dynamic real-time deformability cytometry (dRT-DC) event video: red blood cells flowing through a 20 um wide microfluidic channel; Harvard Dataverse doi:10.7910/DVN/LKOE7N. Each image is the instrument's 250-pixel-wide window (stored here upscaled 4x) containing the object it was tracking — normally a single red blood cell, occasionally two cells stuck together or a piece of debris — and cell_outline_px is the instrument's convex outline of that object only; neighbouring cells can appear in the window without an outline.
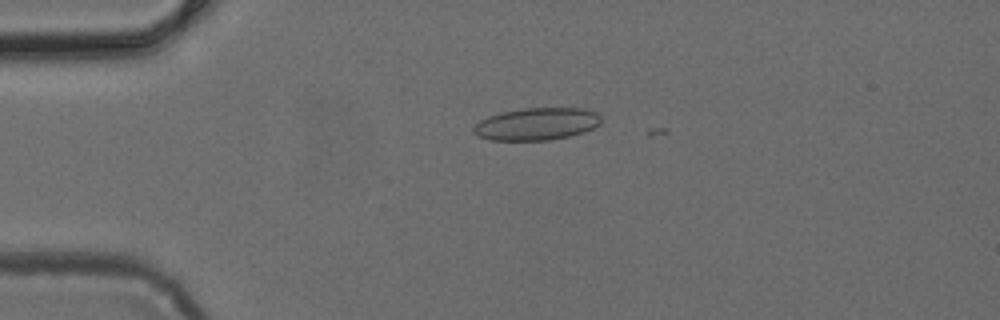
{"species": "common noctule bat (a hibernating species)", "species_latin": "Nyctalus noctula", "temperature_condition": "cold", "stored_images_in_passage": 3, "camera_frame_rate_fps": 3000, "um_per_image_px": 0.085, "animal": {"sex": "female", "body_mass_g": 24.6, "forearm_length_mm": 56.2}, "frame": {"image": 1, "passage_image": 2, "time_ms": 0.333, "image_size_px": [1000, 320], "cell_outline_px": [[600, 124], [584, 132], [572, 136], [548, 140], [492, 140], [480, 136], [472, 132], [472, 128], [480, 120], [488, 116], [500, 112], [524, 108], [584, 108], [596, 112], [600, 116]], "centroid_in_image_um": [45.62, 10.53], "position_along_channel_um": 39.4, "area_um2": 24.1}}